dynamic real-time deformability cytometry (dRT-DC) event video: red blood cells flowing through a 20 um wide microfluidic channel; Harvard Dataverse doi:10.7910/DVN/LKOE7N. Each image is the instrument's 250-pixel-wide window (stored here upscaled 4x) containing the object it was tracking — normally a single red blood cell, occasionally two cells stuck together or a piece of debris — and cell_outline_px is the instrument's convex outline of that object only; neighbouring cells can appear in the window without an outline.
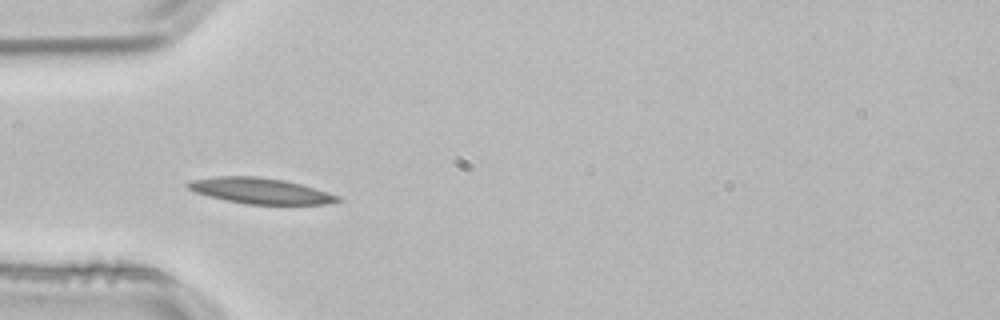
{"species": "common noctule bat (a hibernating species)", "species_latin": "Nyctalus noctula", "temperature_condition": "room temperature", "stored_images_in_passage": 3, "camera_frame_rate_fps": 3000, "um_per_image_px": 0.085, "animal": {"sex": "male", "body_mass_g": 21.5, "forearm_length_mm": 52.0}, "frame": {"image": 1, "passage_image": 3, "time_ms": 0.667, "image_size_px": [1000, 320], "cell_outline_px": [[340, 200], [328, 204], [244, 204], [208, 196], [196, 192], [188, 188], [184, 184], [192, 180], [216, 176], [256, 176], [284, 180], [300, 184], [328, 192], [340, 196]], "centroid_in_image_um": [22.11, 16.22], "position_along_channel_um": 62.9, "area_um2": 22.37}}